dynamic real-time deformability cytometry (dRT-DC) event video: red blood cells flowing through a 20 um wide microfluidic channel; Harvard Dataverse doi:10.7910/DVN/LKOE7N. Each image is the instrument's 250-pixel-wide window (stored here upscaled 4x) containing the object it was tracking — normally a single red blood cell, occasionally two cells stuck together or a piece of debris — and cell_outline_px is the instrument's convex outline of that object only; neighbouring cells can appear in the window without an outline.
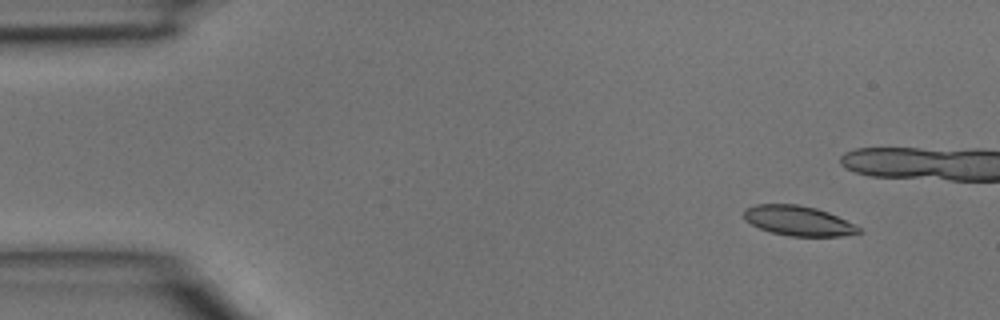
{"species": "common noctule bat (a hibernating species)", "species_latin": "Nyctalus noctula", "temperature_condition": "room temperature", "stored_images_in_passage": 4, "camera_frame_rate_fps": 3000, "um_per_image_px": 0.085, "animal": {"sex": "male", "body_mass_g": 15.6}, "frame": {"image": 1, "passage_image": 1, "time_ms": 0.0, "image_size_px": [1000, 320], "cell_outline_px": [[860, 232], [840, 236], [788, 236], [772, 232], [760, 228], [744, 220], [744, 208], [756, 204], [796, 204], [816, 208], [828, 212], [860, 228]], "centroid_in_image_um": [67.79, 18.75], "position_along_channel_um": 17.2, "area_um2": 19.71}}